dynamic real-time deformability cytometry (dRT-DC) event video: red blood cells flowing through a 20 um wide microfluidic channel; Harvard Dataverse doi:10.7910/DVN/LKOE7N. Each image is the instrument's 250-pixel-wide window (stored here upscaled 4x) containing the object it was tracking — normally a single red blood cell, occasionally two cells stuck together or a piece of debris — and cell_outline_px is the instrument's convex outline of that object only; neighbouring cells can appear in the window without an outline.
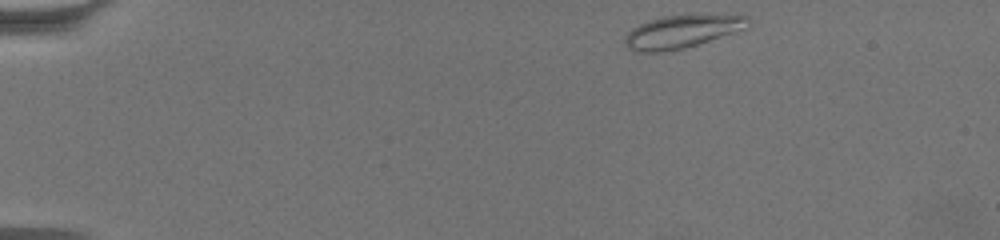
{"species": "common noctule bat (a hibernating species)", "species_latin": "Nyctalus noctula", "temperature_condition": "warm", "stored_images_in_passage": 54, "camera_frame_rate_fps": 3000, "um_per_image_px": 0.085, "animal": {"sex": "female", "body_mass_g": 19.5, "forearm_length_mm": 54.1}, "frame": {"image": 1, "passage_image": 1, "time_ms": 0.0, "image_size_px": [1000, 240], "cell_outline_px": [[748, 28], [684, 48], [664, 52], [636, 52], [628, 48], [624, 44], [624, 36], [632, 28], [648, 20], [664, 16], [692, 12], [748, 16]], "centroid_in_image_um": [57.96, 2.64], "position_along_channel_um": 27.0, "area_um2": 24.33}}
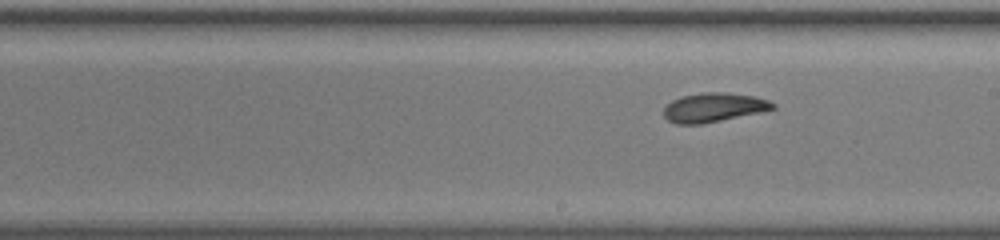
{"frame": {"image": 2, "passage_image": 28, "time_ms": 9.0, "image_size_px": [1000, 240], "cell_outline_px": [[776, 108], [760, 112], [700, 124], [676, 124], [668, 120], [664, 116], [664, 108], [672, 100], [680, 96], [704, 92], [724, 92], [756, 96], [768, 100], [776, 104]], "centroid_in_image_um": [60.66, 9.12], "position_along_channel_um": 228.3, "area_um2": 18.44}}
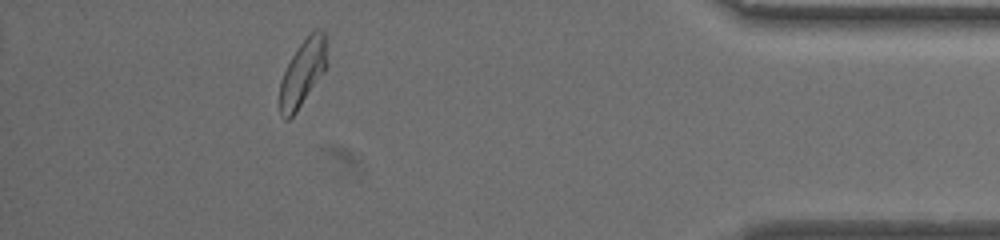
{"frame": {"image": 3, "passage_image": 48, "time_ms": 15.667, "image_size_px": [1000, 240], "cell_outline_px": [[328, 64], [324, 72], [296, 112], [288, 120], [284, 120], [280, 116], [280, 80], [292, 56], [300, 44], [316, 28], [320, 28], [328, 36]], "centroid_in_image_um": [25.78, 6.15], "position_along_channel_um": 409.4, "area_um2": 18.55}, "authors_computed_cell_mechanics": {"area_um2": 18.9295, "velocity_mm_per_s": 3.3636, "shape_relaxation_time_tau1_ms": null, "shape_relaxation_time_tau2_ms": 2.7618, "deformation_change_tau1": null, "deformation_change_tau2": 0.0927}}